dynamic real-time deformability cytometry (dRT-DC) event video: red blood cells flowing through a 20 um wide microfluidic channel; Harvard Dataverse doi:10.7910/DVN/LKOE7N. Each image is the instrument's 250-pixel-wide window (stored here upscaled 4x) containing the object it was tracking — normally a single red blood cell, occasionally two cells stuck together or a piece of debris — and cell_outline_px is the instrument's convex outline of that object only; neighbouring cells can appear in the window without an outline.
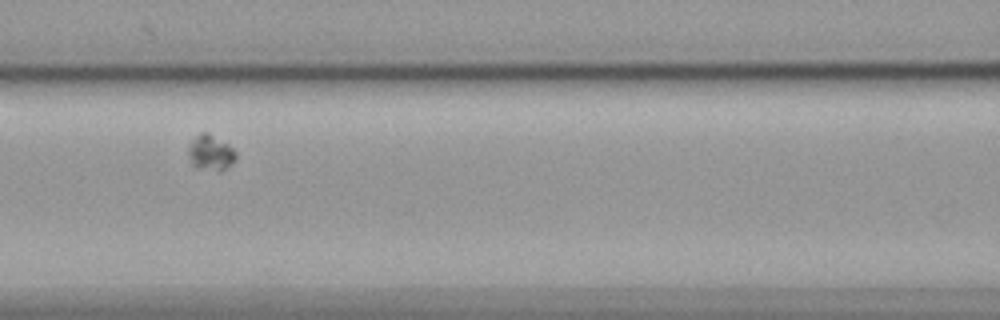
{"species": "common noctule bat (a hibernating species)", "species_latin": "Nyctalus noctula", "temperature_condition": "cold", "stored_images_in_passage": 38, "camera_frame_rate_fps": 3000, "um_per_image_px": 0.085, "animal": {"sex": "female", "body_mass_g": 19.9}, "frame": {"image": 1, "passage_image": 14, "time_ms": 4.333, "image_size_px": [1000, 320], "cell_outline_px": [[236, 160], [228, 168], [220, 172], [196, 168], [192, 164], [188, 152], [188, 148], [192, 140], [200, 132], [208, 132], [228, 144], [236, 152]], "centroid_in_image_um": [17.92, 13.0], "position_along_channel_um": 148.7, "area_um2": 10.0}}
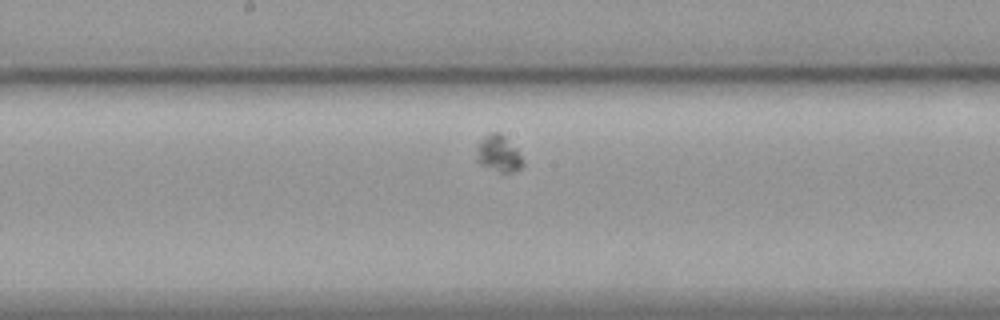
{"frame": {"image": 2, "passage_image": 19, "time_ms": 6.0, "image_size_px": [1000, 320], "cell_outline_px": [[524, 164], [520, 168], [512, 172], [500, 172], [480, 164], [476, 160], [476, 144], [488, 132], [500, 132], [516, 148], [524, 160]], "centroid_in_image_um": [42.35, 13.04], "position_along_channel_um": 205.8, "area_um2": 10.0}}